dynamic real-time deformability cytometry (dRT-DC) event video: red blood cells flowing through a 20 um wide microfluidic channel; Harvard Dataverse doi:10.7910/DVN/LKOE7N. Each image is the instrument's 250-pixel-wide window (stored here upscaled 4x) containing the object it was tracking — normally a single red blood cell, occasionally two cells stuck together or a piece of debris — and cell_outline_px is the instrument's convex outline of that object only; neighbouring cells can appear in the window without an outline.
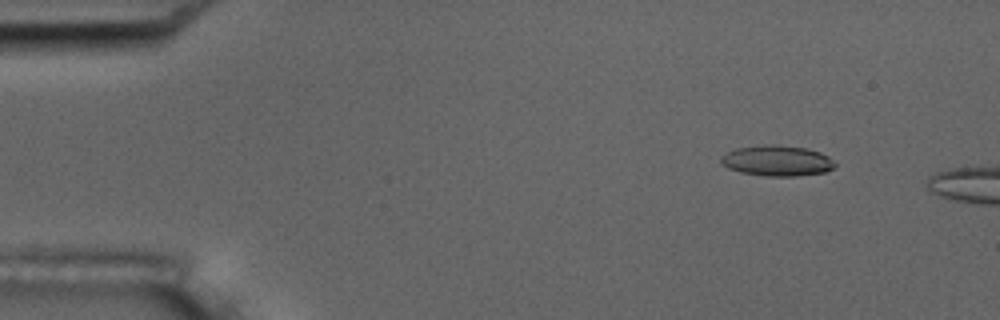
{"species": "common noctule bat (a hibernating species)", "species_latin": "Nyctalus noctula", "temperature_condition": "room temperature", "stored_images_in_passage": 2, "camera_frame_rate_fps": 3000, "um_per_image_px": 0.085, "animal": {"sex": "male", "body_mass_g": 17.5, "forearm_length_mm": 52.3}, "frame": {"image": 1, "passage_image": 1, "time_ms": 0.0, "image_size_px": [1000, 320], "cell_outline_px": [[836, 168], [824, 172], [796, 176], [764, 176], [740, 172], [728, 168], [720, 164], [720, 156], [736, 148], [772, 144], [804, 148], [820, 152], [828, 156], [836, 164]], "centroid_in_image_um": [66.04, 13.67], "position_along_channel_um": 19.0, "area_um2": 20.35}}